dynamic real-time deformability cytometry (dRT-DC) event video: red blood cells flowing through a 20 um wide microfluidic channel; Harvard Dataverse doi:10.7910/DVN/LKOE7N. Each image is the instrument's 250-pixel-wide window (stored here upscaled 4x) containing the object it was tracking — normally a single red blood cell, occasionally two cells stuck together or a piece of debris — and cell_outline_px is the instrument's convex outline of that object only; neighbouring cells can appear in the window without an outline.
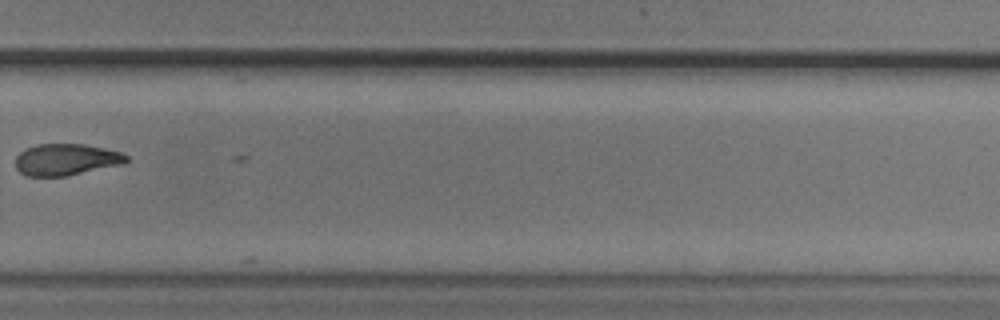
{"species": "common noctule bat (a hibernating species)", "species_latin": "Nyctalus noctula", "temperature_condition": "cold", "stored_images_in_passage": 12, "camera_frame_rate_fps": 3000, "um_per_image_px": 0.085, "animal": {"sex": "male", "body_mass_g": 20.5, "forearm_length_mm": 52.5}, "frame": {"image": 1, "passage_image": 10, "time_ms": 3.0, "image_size_px": [1000, 320], "cell_outline_px": [[128, 160], [124, 164], [64, 176], [28, 176], [20, 172], [16, 168], [16, 156], [20, 152], [36, 144], [84, 144], [104, 148], [120, 152], [128, 156]], "centroid_in_image_um": [5.62, 13.56], "position_along_channel_um": 324.2, "area_um2": 20.29}}